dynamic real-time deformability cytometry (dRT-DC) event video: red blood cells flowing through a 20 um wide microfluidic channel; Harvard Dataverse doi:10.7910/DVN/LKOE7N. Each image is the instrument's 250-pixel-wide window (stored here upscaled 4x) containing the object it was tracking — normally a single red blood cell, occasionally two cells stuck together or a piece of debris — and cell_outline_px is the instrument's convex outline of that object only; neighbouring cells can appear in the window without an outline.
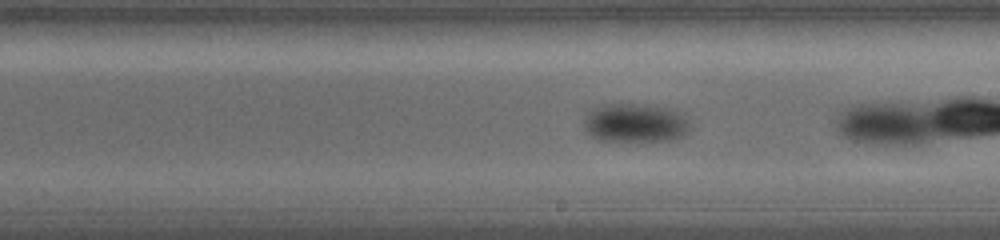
{"species": "common noctule bat (a hibernating species)", "species_latin": "Nyctalus noctula", "temperature_condition": "warm", "stored_images_in_passage": 24, "camera_frame_rate_fps": 5000, "um_per_image_px": 0.085, "animal": {"sex": "female", "body_mass_g": 19.0, "forearm_length_mm": 56.7}, "frame": {"image": 1, "passage_image": 11, "time_ms": 5.0, "image_size_px": [1000, 240], "cell_outline_px": [[692, 124], [688, 132], [684, 136], [672, 140], [600, 140], [592, 136], [584, 128], [584, 120], [588, 112], [592, 108], [604, 104], [636, 104], [676, 108], [684, 112]], "centroid_in_image_um": [54.09, 10.42], "position_along_channel_um": 234.9, "area_um2": 24.39}, "authors_computed_cell_mechanics": {"area_um2": 21.3571, "velocity_mm_per_s": 3.6735, "shape_relaxation_time_tau1_ms": 2.3179, "shape_relaxation_time_tau2_ms": null, "deformation_change_tau1": 0.1442, "deformation_change_tau2": null}}